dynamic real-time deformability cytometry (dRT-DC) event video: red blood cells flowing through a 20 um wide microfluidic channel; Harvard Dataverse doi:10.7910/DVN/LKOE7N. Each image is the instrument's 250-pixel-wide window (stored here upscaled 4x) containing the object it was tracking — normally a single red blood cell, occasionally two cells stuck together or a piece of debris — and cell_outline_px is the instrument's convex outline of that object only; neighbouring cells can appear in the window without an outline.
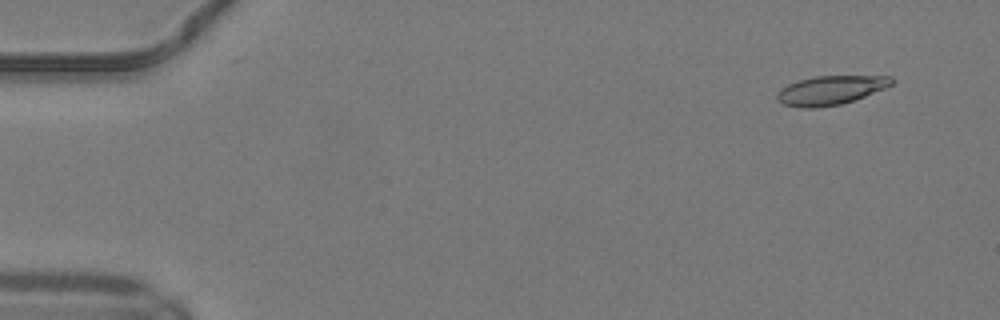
{"species": "common noctule bat (a hibernating species)", "species_latin": "Nyctalus noctula", "temperature_condition": "warm", "stored_images_in_passage": 50, "camera_frame_rate_fps": 3000, "um_per_image_px": 0.085, "animal": {"sex": "male", "body_mass_g": 19.2, "forearm_length_mm": 51.8}, "frame": {"image": 1, "passage_image": 4, "time_ms": 1.0, "image_size_px": [1000, 320], "cell_outline_px": [[896, 80], [892, 84], [884, 88], [864, 96], [840, 104], [816, 108], [804, 108], [784, 104], [776, 100], [776, 92], [780, 88], [788, 84], [800, 80], [816, 76], [892, 76]], "centroid_in_image_um": [70.57, 7.66], "position_along_channel_um": 14.4, "area_um2": 19.25}}
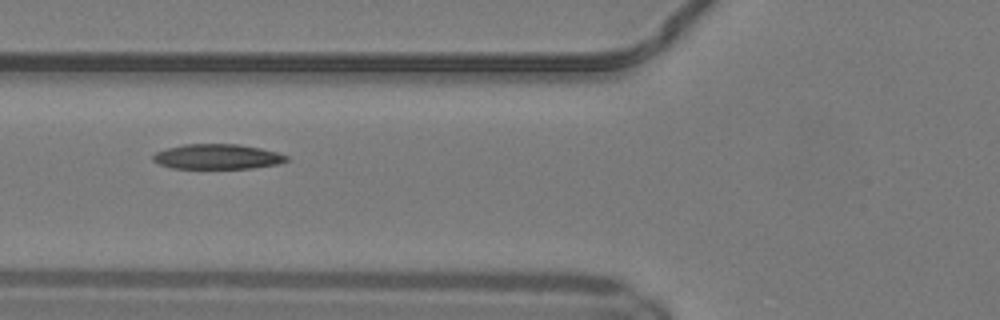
{"frame": {"image": 2, "passage_image": 20, "time_ms": 6.333, "image_size_px": [1000, 320], "cell_outline_px": [[288, 160], [276, 164], [252, 168], [172, 168], [160, 164], [152, 160], [152, 156], [156, 152], [168, 148], [184, 144], [236, 144], [260, 148], [276, 152], [288, 156]], "centroid_in_image_um": [18.45, 13.31], "position_along_channel_um": 107.3, "area_um2": 19.25}}
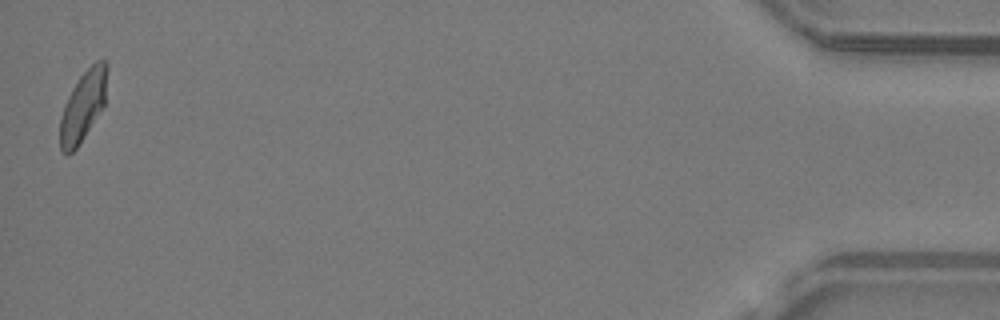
{"frame": {"image": 3, "passage_image": 50, "time_ms": 16.333, "image_size_px": [1000, 320], "cell_outline_px": [[108, 68], [104, 104], [84, 136], [76, 148], [72, 152], [64, 152], [60, 148], [60, 120], [64, 104], [72, 88], [80, 76], [96, 60], [108, 60]], "centroid_in_image_um": [7.07, 8.94], "position_along_channel_um": 428.1, "area_um2": 18.9}, "authors_computed_cell_mechanics": {"area_um2": 19.5364, "velocity_mm_per_s": 4.1373, "shape_relaxation_time_tau1_ms": 5.4128, "shape_relaxation_time_tau2_ms": 4.6954, "deformation_change_tau1": 0.1704, "deformation_change_tau2": 0.116}}